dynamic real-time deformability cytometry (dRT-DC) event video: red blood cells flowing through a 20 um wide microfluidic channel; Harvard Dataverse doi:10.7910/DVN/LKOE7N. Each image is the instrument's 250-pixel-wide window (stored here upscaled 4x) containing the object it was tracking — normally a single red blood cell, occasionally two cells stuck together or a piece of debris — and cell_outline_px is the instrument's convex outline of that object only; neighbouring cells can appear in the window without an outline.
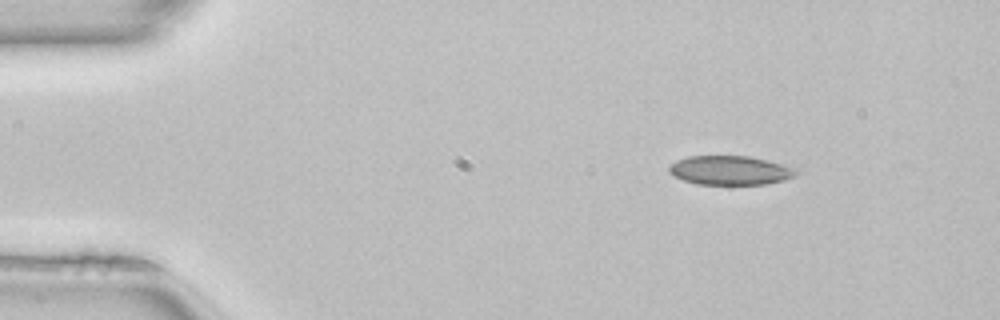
{"species": "common noctule bat (a hibernating species)", "species_latin": "Nyctalus noctula", "temperature_condition": "room temperature", "stored_images_in_passage": 44, "camera_frame_rate_fps": 3000, "um_per_image_px": 0.085, "animal": {"sex": "female", "body_mass_g": 22.7, "forearm_length_mm": 54.2}, "frame": {"image": 1, "passage_image": 1, "time_ms": 0.0, "image_size_px": [1000, 320], "cell_outline_px": [[800, 172], [784, 180], [768, 184], [696, 184], [684, 180], [668, 172], [668, 164], [676, 160], [688, 156], [748, 156], [768, 160], [792, 168]], "centroid_in_image_um": [62.01, 14.47], "position_along_channel_um": 23.0, "area_um2": 21.44}}
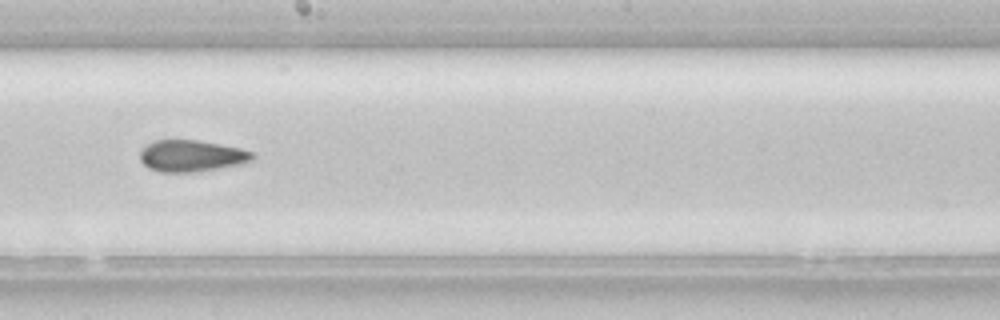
{"frame": {"image": 2, "passage_image": 22, "time_ms": 7.0, "image_size_px": [1000, 320], "cell_outline_px": [[256, 156], [252, 160], [240, 164], [192, 172], [160, 172], [148, 168], [140, 160], [140, 152], [152, 140], [196, 140], [220, 144], [240, 148], [252, 152]], "centroid_in_image_um": [16.26, 13.24], "position_along_channel_um": 231.9, "area_um2": 20.52}}
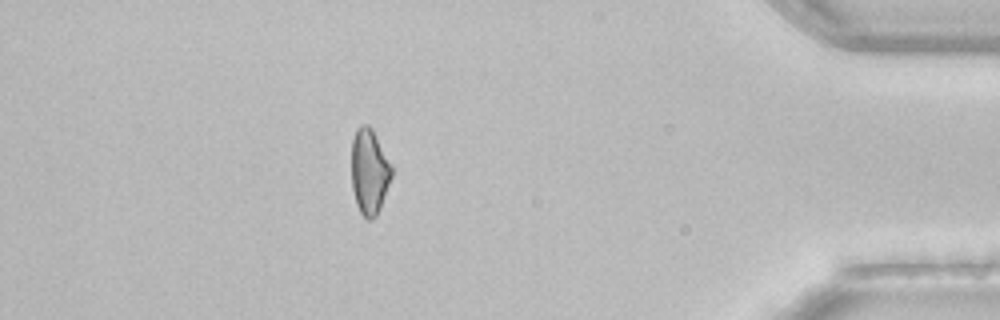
{"frame": {"image": 3, "passage_image": 38, "time_ms": 12.333, "image_size_px": [1000, 320], "cell_outline_px": [[392, 176], [380, 208], [376, 216], [372, 220], [368, 220], [360, 212], [356, 204], [352, 188], [352, 140], [356, 128], [360, 124], [368, 124], [372, 128], [392, 164]], "centroid_in_image_um": [31.4, 14.56], "position_along_channel_um": 403.8, "area_um2": 20.17}, "authors_computed_cell_mechanics": {"area_um2": 20.6635, "velocity_mm_per_s": 4.105, "shape_relaxation_time_tau1_ms": null, "shape_relaxation_time_tau2_ms": 3.4985, "deformation_change_tau1": null, "deformation_change_tau2": 0.1063}}